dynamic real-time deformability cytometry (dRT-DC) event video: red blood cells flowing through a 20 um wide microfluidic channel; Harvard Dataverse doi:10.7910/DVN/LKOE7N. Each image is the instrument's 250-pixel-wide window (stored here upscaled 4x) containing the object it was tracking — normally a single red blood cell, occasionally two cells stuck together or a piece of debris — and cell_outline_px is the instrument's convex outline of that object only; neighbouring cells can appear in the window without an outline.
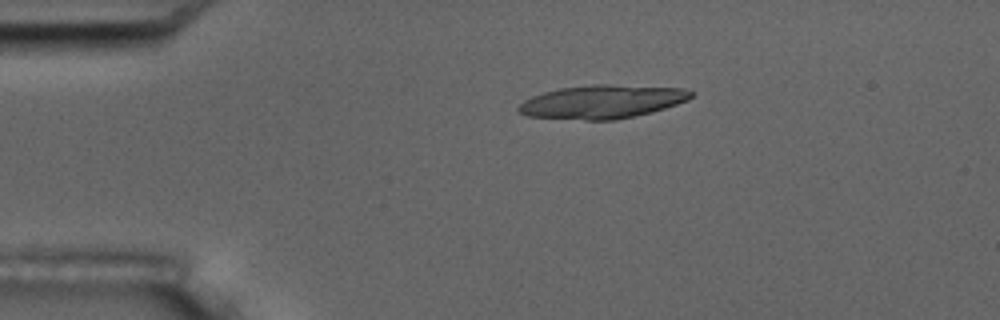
{"species": "common noctule bat (a hibernating species)", "species_latin": "Nyctalus noctula", "temperature_condition": "room temperature", "stored_images_in_passage": 4, "camera_frame_rate_fps": 3000, "um_per_image_px": 0.085, "animal": {"sex": "male", "body_mass_g": 17.5, "forearm_length_mm": 52.3}, "frame": {"image": 1, "passage_image": 3, "time_ms": 2.333, "image_size_px": [1000, 320], "cell_outline_px": [[696, 92], [688, 100], [652, 112], [616, 120], [584, 120], [528, 116], [520, 112], [516, 108], [524, 100], [532, 96], [544, 92], [560, 88], [592, 84], [604, 84], [684, 88]], "centroid_in_image_um": [51.2, 8.64], "position_along_channel_um": 33.8, "area_um2": 33.64}}